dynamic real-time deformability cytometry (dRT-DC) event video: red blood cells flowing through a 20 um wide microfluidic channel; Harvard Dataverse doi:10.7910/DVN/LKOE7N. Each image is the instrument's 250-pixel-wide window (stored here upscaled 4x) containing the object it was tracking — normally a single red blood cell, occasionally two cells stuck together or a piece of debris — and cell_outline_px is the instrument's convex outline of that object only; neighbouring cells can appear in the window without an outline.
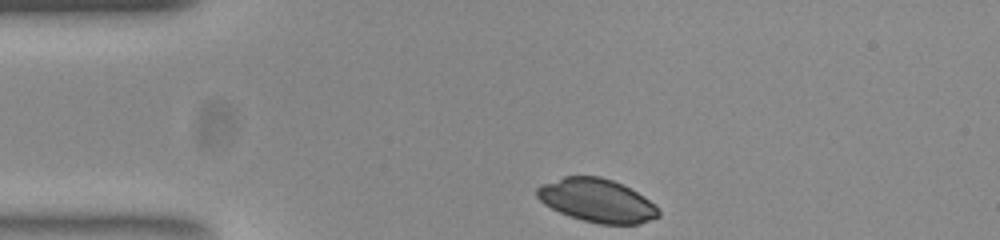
{"species": "common noctule bat (a hibernating species)", "species_latin": "Nyctalus noctula", "temperature_condition": "room temperature", "stored_images_in_passage": 33, "camera_frame_rate_fps": 3000, "um_per_image_px": 0.085, "animal": {"sex": "female", "body_mass_g": 23.0, "forearm_length_mm": 53.4}, "frame": {"image": 1, "passage_image": 1, "time_ms": 0.0, "image_size_px": [1000, 240], "cell_outline_px": [[660, 216], [640, 224], [600, 224], [568, 216], [544, 204], [536, 196], [536, 188], [540, 184], [564, 176], [600, 176], [612, 180], [644, 196], [660, 212]], "centroid_in_image_um": [50.7, 17.04], "position_along_channel_um": 34.3, "area_um2": 30.52}}
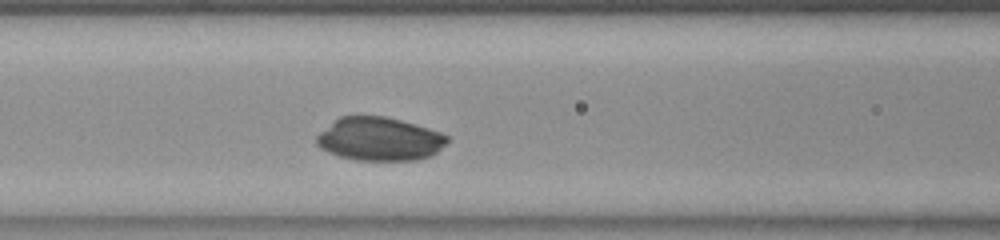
{"frame": {"image": 2, "passage_image": 12, "time_ms": 3.667, "image_size_px": [1000, 240], "cell_outline_px": [[448, 140], [432, 156], [416, 160], [356, 160], [340, 156], [328, 152], [320, 148], [316, 144], [316, 136], [320, 132], [340, 116], [384, 116], [400, 120], [428, 128], [440, 132], [448, 136]], "centroid_in_image_um": [32.24, 11.82], "position_along_channel_um": 134.4, "area_um2": 32.83}}
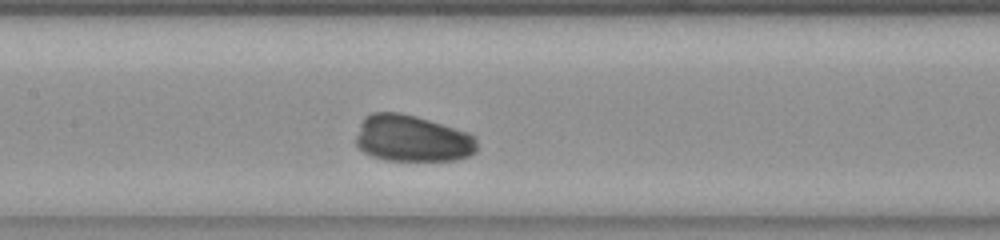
{"frame": {"image": 3, "passage_image": 15, "time_ms": 4.667, "image_size_px": [1000, 240], "cell_outline_px": [[476, 152], [468, 156], [456, 160], [384, 160], [372, 156], [364, 152], [356, 144], [356, 136], [360, 124], [364, 116], [372, 112], [400, 112], [416, 116], [468, 132], [476, 136]], "centroid_in_image_um": [35.03, 11.76], "position_along_channel_um": 172.4, "area_um2": 33.0}}